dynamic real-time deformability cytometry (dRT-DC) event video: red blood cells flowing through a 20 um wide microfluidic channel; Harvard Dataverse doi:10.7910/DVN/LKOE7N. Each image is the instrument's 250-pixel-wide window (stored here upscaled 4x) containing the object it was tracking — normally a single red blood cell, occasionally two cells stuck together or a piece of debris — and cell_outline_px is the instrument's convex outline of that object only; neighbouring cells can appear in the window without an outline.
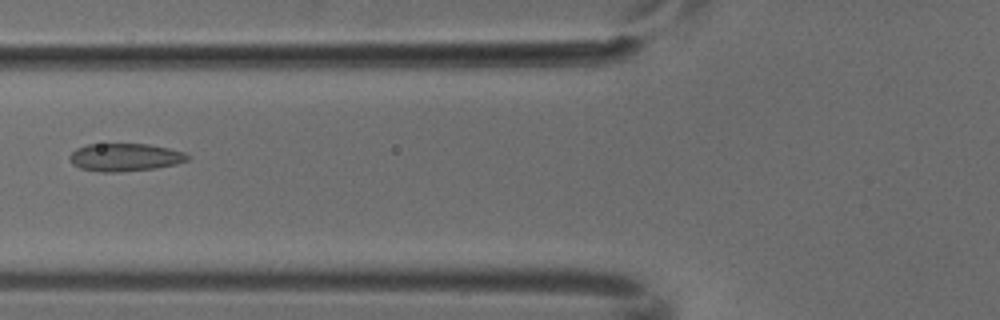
{"species": "common noctule bat (a hibernating species)", "species_latin": "Nyctalus noctula", "temperature_condition": "cold", "stored_images_in_passage": 5, "camera_frame_rate_fps": 3000, "um_per_image_px": 0.085, "animal": {"sex": "male", "body_mass_g": 18.8}, "frame": {"image": 1, "passage_image": 5, "time_ms": 1.333, "image_size_px": [1000, 320], "cell_outline_px": [[188, 160], [176, 164], [156, 168], [116, 172], [100, 172], [80, 168], [72, 164], [68, 156], [76, 148], [88, 144], [148, 144], [168, 148], [184, 152], [188, 156]], "centroid_in_image_um": [10.59, 13.37], "position_along_channel_um": 115.2, "area_um2": 19.07}}